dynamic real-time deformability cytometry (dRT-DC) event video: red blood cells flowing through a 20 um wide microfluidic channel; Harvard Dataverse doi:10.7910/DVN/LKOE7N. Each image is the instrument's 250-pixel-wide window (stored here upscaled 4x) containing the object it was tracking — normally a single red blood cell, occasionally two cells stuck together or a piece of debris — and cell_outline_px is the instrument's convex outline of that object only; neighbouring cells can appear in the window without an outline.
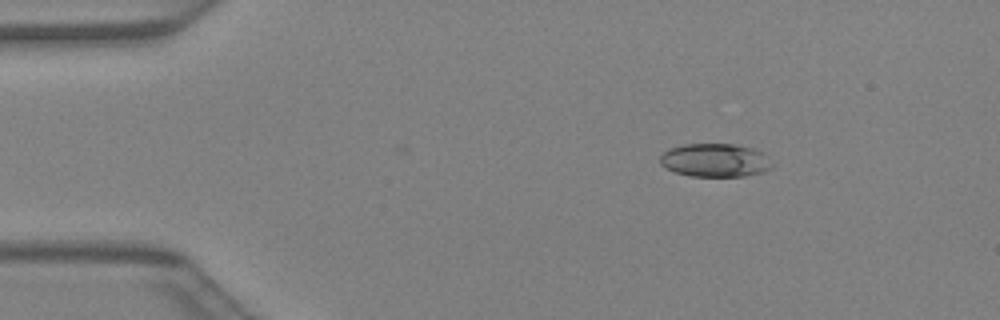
{"species": "Egyptian fruit bat (a non-hibernating species)", "species_latin": "Rousettus aegyptiacus", "temperature_condition": "warm", "stored_images_in_passage": 36, "camera_frame_rate_fps": 3000, "um_per_image_px": 0.085, "animal": {"sex": "female"}, "frame": {"image": 1, "passage_image": 2, "time_ms": 0.333, "image_size_px": [1000, 320], "cell_outline_px": [[772, 168], [764, 172], [744, 176], [692, 176], [676, 172], [660, 164], [660, 156], [668, 148], [684, 144], [736, 144], [752, 148], [760, 152], [772, 164]], "centroid_in_image_um": [60.76, 13.62], "position_along_channel_um": 24.2, "area_um2": 21.62}}
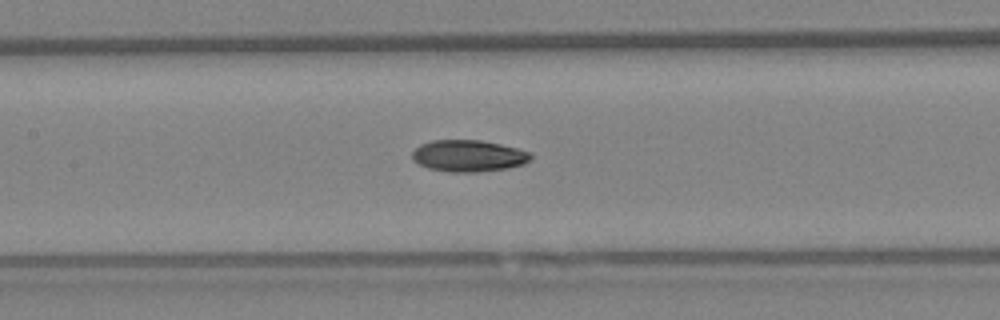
{"frame": {"image": 2, "passage_image": 15, "time_ms": 4.667, "image_size_px": [1000, 320], "cell_outline_px": [[532, 156], [524, 164], [508, 168], [476, 172], [448, 172], [428, 168], [412, 160], [412, 152], [420, 144], [432, 140], [480, 140], [500, 144], [532, 152]], "centroid_in_image_um": [39.81, 13.25], "position_along_channel_um": 167.6, "area_um2": 21.91}}
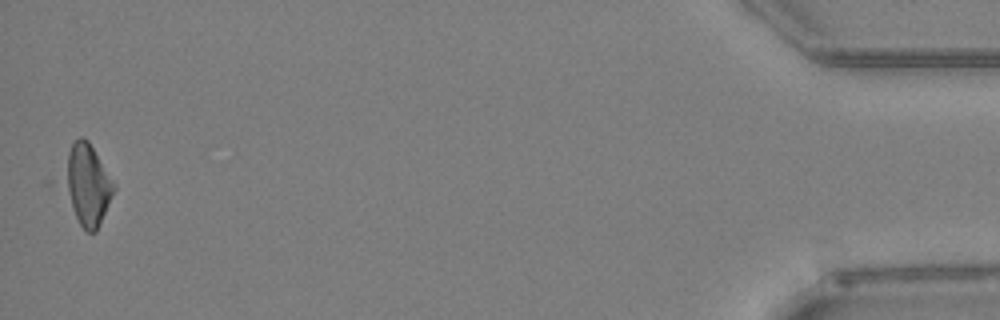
{"frame": {"image": 3, "passage_image": 36, "time_ms": 11.667, "image_size_px": [1000, 320], "cell_outline_px": [[116, 188], [96, 232], [88, 232], [80, 224], [60, 184], [60, 180], [68, 152], [72, 144], [80, 136], [84, 136], [88, 140], [116, 184]], "centroid_in_image_um": [7.39, 15.66], "position_along_channel_um": 427.8, "area_um2": 23.76}}